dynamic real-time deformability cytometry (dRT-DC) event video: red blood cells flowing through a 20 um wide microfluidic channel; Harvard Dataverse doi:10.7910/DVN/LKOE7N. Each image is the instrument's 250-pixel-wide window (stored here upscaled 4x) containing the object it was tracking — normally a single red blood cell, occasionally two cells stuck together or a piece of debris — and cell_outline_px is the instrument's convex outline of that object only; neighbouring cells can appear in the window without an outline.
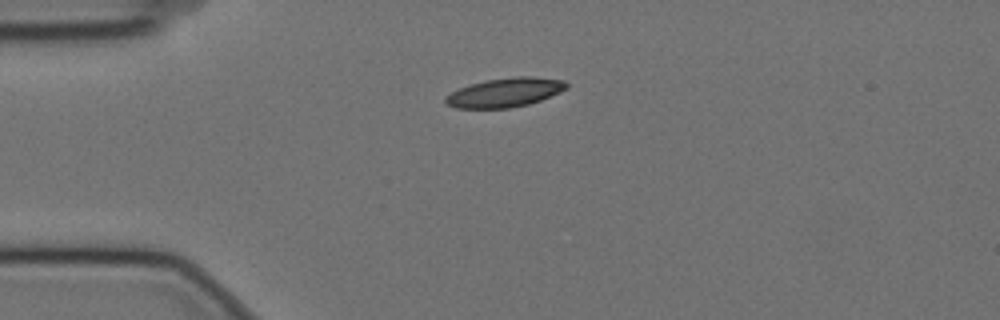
{"species": "Egyptian fruit bat (a non-hibernating species)", "species_latin": "Rousettus aegyptiacus", "temperature_condition": "cold", "stored_images_in_passage": 6, "camera_frame_rate_fps": 3000, "um_per_image_px": 0.085, "animal": {"sex": "female"}, "frame": {"image": 1, "passage_image": 1, "time_ms": 0.0, "image_size_px": [1000, 320], "cell_outline_px": [[568, 88], [560, 92], [540, 100], [528, 104], [508, 108], [456, 108], [448, 104], [444, 100], [452, 92], [460, 88], [472, 84], [488, 80], [520, 76], [532, 76], [564, 80], [568, 84]], "centroid_in_image_um": [42.97, 7.86], "position_along_channel_um": 42.0, "area_um2": 20.17}}